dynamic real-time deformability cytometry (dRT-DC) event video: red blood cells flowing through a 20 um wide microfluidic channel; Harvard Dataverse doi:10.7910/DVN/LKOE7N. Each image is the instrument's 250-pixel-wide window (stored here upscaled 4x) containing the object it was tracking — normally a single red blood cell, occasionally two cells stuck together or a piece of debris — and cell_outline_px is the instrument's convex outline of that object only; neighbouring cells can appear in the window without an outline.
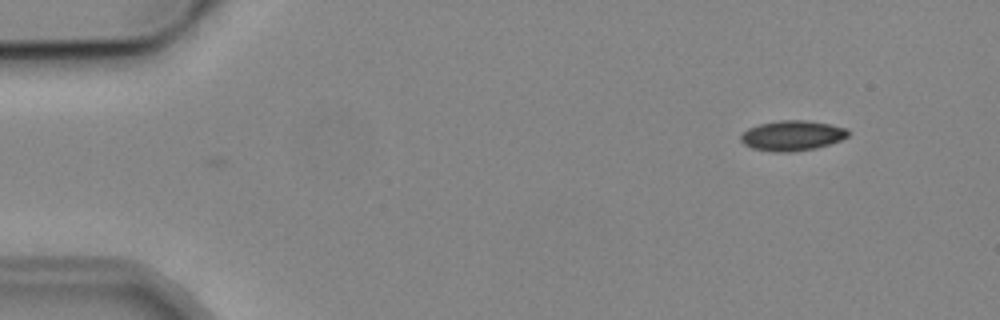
{"species": "common noctule bat (a hibernating species)", "species_latin": "Nyctalus noctula", "temperature_condition": "cold", "stored_images_in_passage": 2, "camera_frame_rate_fps": 3000, "um_per_image_px": 0.085, "animal": {"sex": "male", "body_mass_g": 19.2, "forearm_length_mm": 51.8}, "frame": {"image": 1, "passage_image": 2, "time_ms": 1.333, "image_size_px": [1000, 320], "cell_outline_px": [[848, 136], [840, 140], [816, 148], [792, 152], [772, 152], [752, 148], [744, 144], [740, 140], [740, 136], [748, 128], [760, 124], [780, 120], [808, 120], [828, 124], [844, 128], [848, 132]], "centroid_in_image_um": [67.3, 11.53], "position_along_channel_um": 17.7, "area_um2": 18.73}}